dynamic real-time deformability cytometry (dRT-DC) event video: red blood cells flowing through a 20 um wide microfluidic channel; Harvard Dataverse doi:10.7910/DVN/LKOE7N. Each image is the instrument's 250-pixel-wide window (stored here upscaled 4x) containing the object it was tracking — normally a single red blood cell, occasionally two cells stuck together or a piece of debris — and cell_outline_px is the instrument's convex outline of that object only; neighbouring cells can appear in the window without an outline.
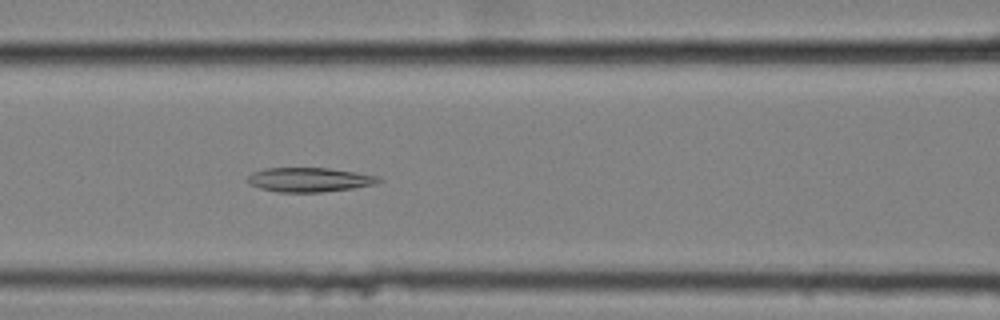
{"species": "common noctule bat (a hibernating species)", "species_latin": "Nyctalus noctula", "temperature_condition": "cold", "stored_images_in_passage": 42, "camera_frame_rate_fps": 3000, "um_per_image_px": 0.085, "animal": {"sex": "female", "body_mass_g": 25.1}, "frame": {"image": 1, "passage_image": 10, "time_ms": 3.0, "image_size_px": [1000, 320], "cell_outline_px": [[384, 180], [376, 184], [352, 188], [324, 192], [276, 192], [260, 188], [248, 184], [248, 176], [252, 172], [264, 168], [328, 168], [356, 172], [380, 176]], "centroid_in_image_um": [26.32, 15.27], "position_along_channel_um": 140.3, "area_um2": 18.73}}
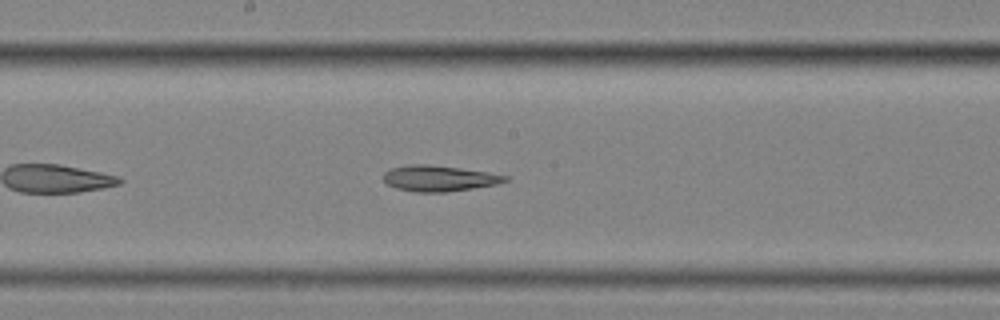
{"frame": {"image": 2, "passage_image": 16, "time_ms": 5.0, "image_size_px": [1000, 320], "cell_outline_px": [[508, 180], [496, 184], [472, 188], [444, 192], [416, 192], [396, 188], [388, 184], [384, 180], [384, 172], [392, 168], [412, 164], [424, 164], [460, 168], [488, 172], [508, 176]], "centroid_in_image_um": [37.31, 15.16], "position_along_channel_um": 210.9, "area_um2": 18.03}}
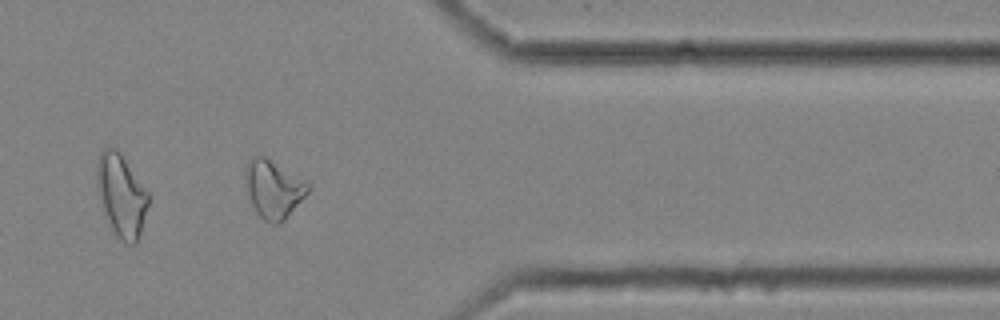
{"frame": {"image": 3, "passage_image": 32, "time_ms": 10.333, "image_size_px": [1000, 320], "cell_outline_px": [[312, 188], [284, 220], [280, 224], [272, 224], [264, 220], [256, 212], [252, 204], [248, 192], [248, 160], [252, 156], [264, 156], [312, 184]], "centroid_in_image_um": [23.31, 16.09], "position_along_channel_um": 388.1, "area_um2": 20.63}}